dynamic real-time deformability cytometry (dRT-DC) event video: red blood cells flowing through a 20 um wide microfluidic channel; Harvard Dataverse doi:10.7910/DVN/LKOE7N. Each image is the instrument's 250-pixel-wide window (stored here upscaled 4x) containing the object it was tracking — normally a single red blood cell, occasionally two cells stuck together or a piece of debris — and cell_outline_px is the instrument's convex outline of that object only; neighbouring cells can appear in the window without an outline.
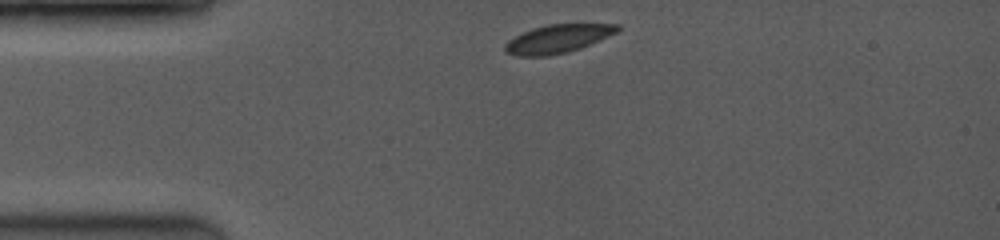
{"species": "common noctule bat (a hibernating species)", "species_latin": "Nyctalus noctula", "temperature_condition": "room temperature", "stored_images_in_passage": 39, "camera_frame_rate_fps": 3500, "um_per_image_px": 0.085, "animal": {"sex": "female", "body_mass_g": 19.0, "forearm_length_mm": 53.3}, "frame": {"image": 1, "passage_image": 1, "time_ms": 0.0, "image_size_px": [1000, 240], "cell_outline_px": [[620, 28], [616, 32], [580, 48], [568, 52], [548, 56], [516, 56], [504, 52], [504, 44], [508, 40], [532, 28], [548, 24], [620, 24]], "centroid_in_image_um": [47.36, 3.3], "position_along_channel_um": 37.6, "area_um2": 18.44}}
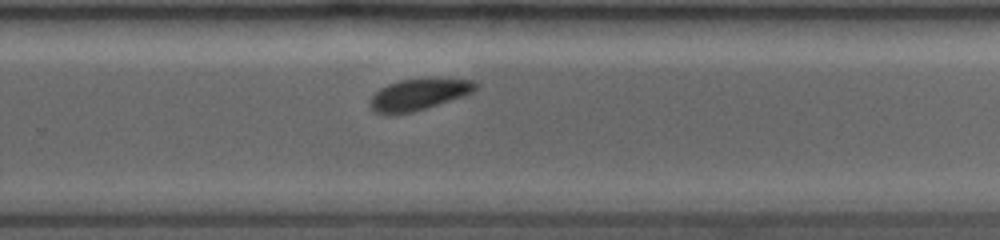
{"frame": {"image": 2, "passage_image": 26, "time_ms": 7.143, "image_size_px": [1000, 240], "cell_outline_px": [[480, 84], [472, 92], [412, 112], [376, 112], [368, 104], [368, 100], [380, 88], [388, 84], [400, 80], [428, 76], [432, 76], [476, 80]], "centroid_in_image_um": [35.64, 7.94], "position_along_channel_um": 294.2, "area_um2": 19.31}}
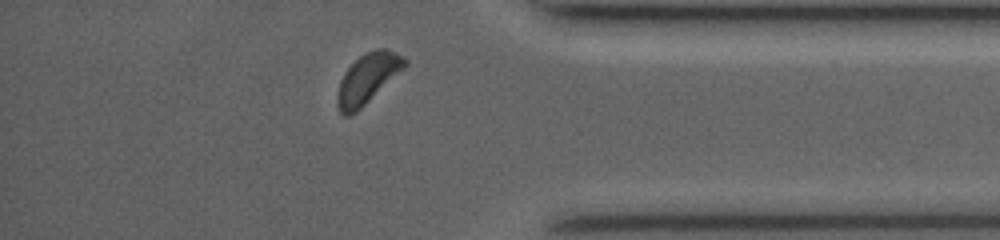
{"frame": {"image": 3, "passage_image": 36, "time_ms": 10.0, "image_size_px": [1000, 240], "cell_outline_px": [[408, 64], [404, 68], [356, 112], [348, 116], [344, 116], [340, 112], [336, 104], [336, 96], [340, 80], [344, 72], [364, 52], [376, 48], [384, 48], [404, 56], [408, 60]], "centroid_in_image_um": [31.23, 6.66], "position_along_channel_um": 404.0, "area_um2": 19.48}, "authors_computed_cell_mechanics": {"area_um2": 20.0566, "velocity_mm_per_s": 4.0652, "shape_relaxation_time_tau1_ms": 1.701, "shape_relaxation_time_tau2_ms": null, "deformation_change_tau1": 0.0483, "deformation_change_tau2": null}}